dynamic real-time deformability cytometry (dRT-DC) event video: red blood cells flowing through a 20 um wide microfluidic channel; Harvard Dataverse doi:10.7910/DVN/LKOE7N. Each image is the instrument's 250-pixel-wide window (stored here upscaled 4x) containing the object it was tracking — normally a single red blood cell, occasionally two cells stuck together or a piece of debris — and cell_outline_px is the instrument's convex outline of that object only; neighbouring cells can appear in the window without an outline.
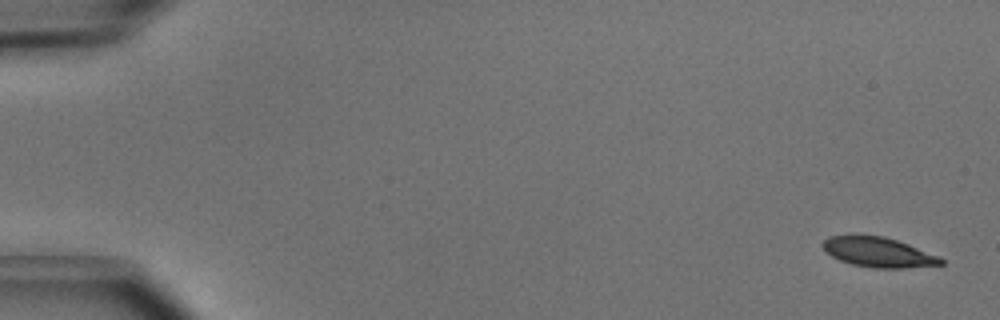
{"species": "common noctule bat (a hibernating species)", "species_latin": "Nyctalus noctula", "temperature_condition": "cold", "stored_images_in_passage": 5, "camera_frame_rate_fps": 3000, "um_per_image_px": 0.085, "animal": {"sex": "male", "body_mass_g": 15.6}, "frame": {"image": 1, "passage_image": 1, "time_ms": 0.0, "image_size_px": [1000, 320], "cell_outline_px": [[944, 264], [904, 268], [872, 268], [852, 264], [840, 260], [824, 252], [820, 244], [828, 236], [848, 232], [860, 232], [884, 236], [908, 244], [940, 256], [944, 260]], "centroid_in_image_um": [74.56, 21.38], "position_along_channel_um": 10.4, "area_um2": 21.5}}
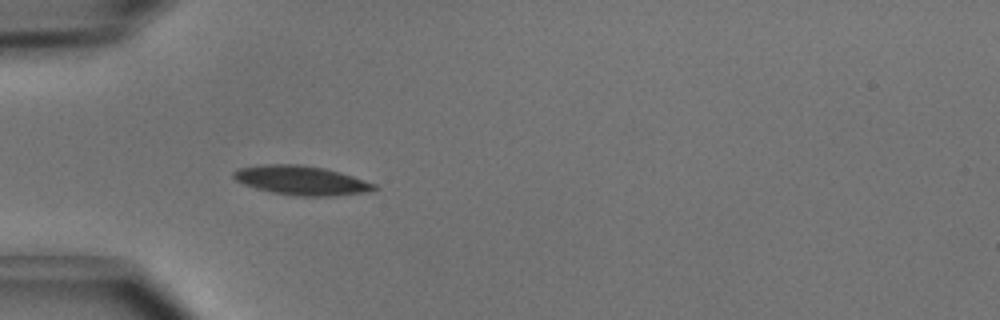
{"frame": {"image": 2, "passage_image": 5, "time_ms": 1.333, "image_size_px": [1000, 320], "cell_outline_px": [[380, 188], [368, 192], [336, 196], [300, 196], [272, 192], [256, 188], [244, 184], [236, 180], [232, 176], [232, 172], [236, 168], [260, 164], [300, 164], [324, 168], [340, 172], [376, 184]], "centroid_in_image_um": [25.61, 15.32], "position_along_channel_um": 59.4, "area_um2": 24.1}}